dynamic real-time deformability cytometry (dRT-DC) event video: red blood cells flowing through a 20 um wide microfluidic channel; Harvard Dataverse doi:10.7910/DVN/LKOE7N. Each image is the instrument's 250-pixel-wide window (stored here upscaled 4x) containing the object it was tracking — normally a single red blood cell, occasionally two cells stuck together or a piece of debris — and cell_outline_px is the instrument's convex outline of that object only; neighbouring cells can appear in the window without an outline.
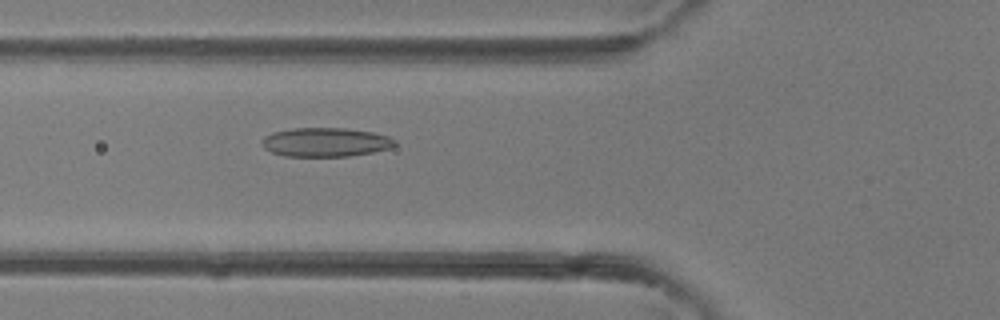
{"species": "common noctule bat (a hibernating species)", "species_latin": "Nyctalus noctula", "temperature_condition": "room temperature", "stored_images_in_passage": 32, "camera_frame_rate_fps": 3000, "um_per_image_px": 0.085, "animal": {"sex": "female"}, "frame": {"image": 1, "passage_image": 6, "time_ms": 1.667, "image_size_px": [1000, 320], "cell_outline_px": [[396, 144], [388, 148], [372, 152], [348, 156], [284, 156], [272, 152], [264, 148], [260, 144], [260, 140], [264, 136], [272, 132], [292, 128], [344, 128], [372, 132], [388, 136], [396, 140]], "centroid_in_image_um": [27.61, 12.08], "position_along_channel_um": 98.2, "area_um2": 22.48}}
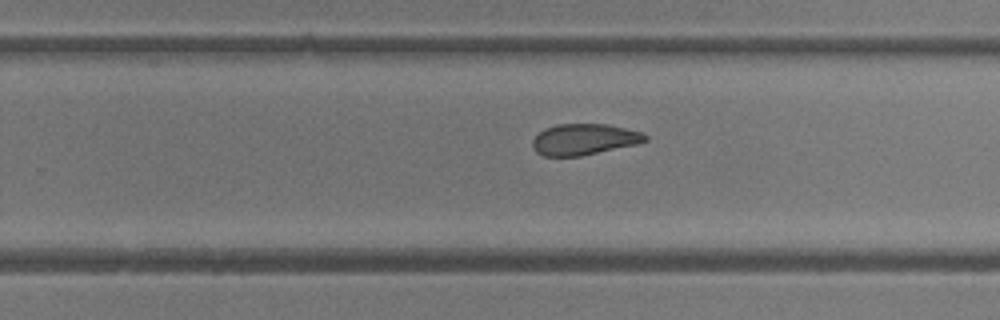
{"frame": {"image": 2, "passage_image": 17, "time_ms": 5.333, "image_size_px": [1000, 320], "cell_outline_px": [[648, 140], [636, 144], [580, 156], [544, 156], [536, 152], [532, 148], [532, 140], [544, 128], [556, 124], [608, 124], [644, 132], [648, 136]], "centroid_in_image_um": [49.65, 11.84], "position_along_channel_um": 280.1, "area_um2": 20.52}}
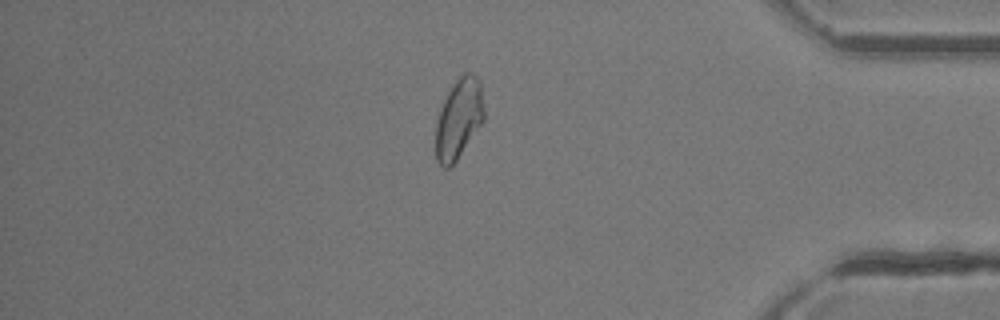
{"frame": {"image": 3, "passage_image": 26, "time_ms": 8.333, "image_size_px": [1000, 320], "cell_outline_px": [[484, 120], [456, 160], [448, 168], [444, 168], [436, 160], [436, 120], [440, 108], [452, 84], [464, 72], [472, 72], [480, 80], [484, 108]], "centroid_in_image_um": [39.0, 10.05], "position_along_channel_um": 396.2, "area_um2": 22.48}}